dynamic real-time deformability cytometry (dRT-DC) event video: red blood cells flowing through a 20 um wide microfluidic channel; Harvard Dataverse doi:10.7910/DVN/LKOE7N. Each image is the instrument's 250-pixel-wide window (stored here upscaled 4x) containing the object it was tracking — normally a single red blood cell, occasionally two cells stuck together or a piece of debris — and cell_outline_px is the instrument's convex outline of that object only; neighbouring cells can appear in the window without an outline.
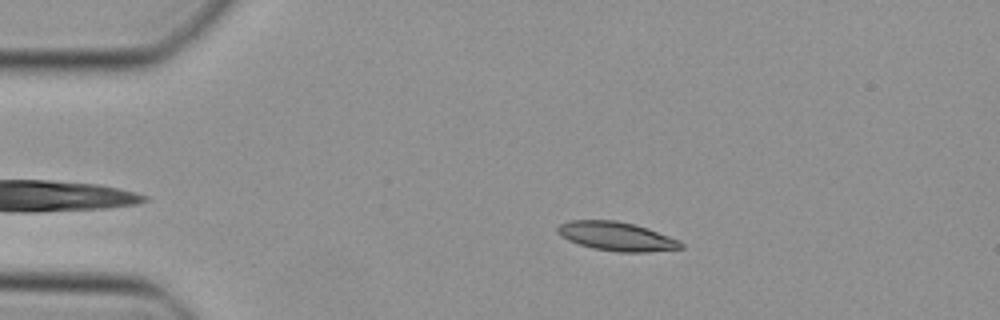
{"species": "Egyptian fruit bat (a non-hibernating species)", "species_latin": "Rousettus aegyptiacus", "temperature_condition": "cold", "stored_images_in_passage": 43, "camera_frame_rate_fps": 3000, "um_per_image_px": 0.085, "animal": {"sex": "female"}, "frame": {"image": 1, "passage_image": 10, "time_ms": 3.0, "image_size_px": [1000, 320], "cell_outline_px": [[684, 248], [648, 252], [616, 252], [592, 248], [568, 240], [560, 236], [556, 232], [556, 228], [560, 224], [568, 220], [616, 220], [648, 228], [680, 240], [684, 244]], "centroid_in_image_um": [52.41, 20.09], "position_along_channel_um": 32.6, "area_um2": 20.92}}
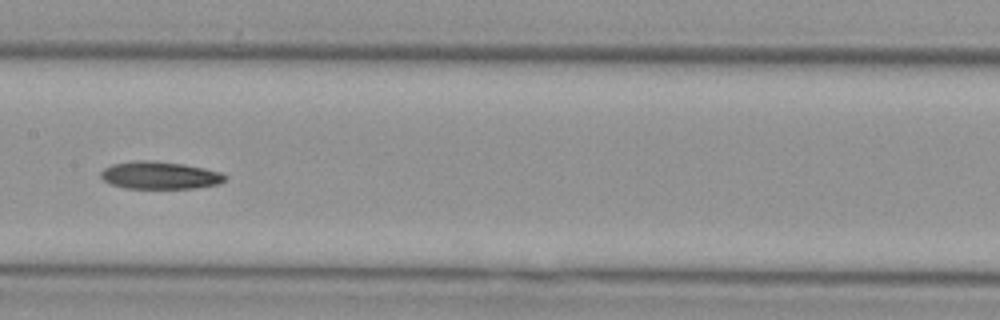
{"frame": {"image": 2, "passage_image": 25, "time_ms": 8.0, "image_size_px": [1000, 320], "cell_outline_px": [[224, 180], [216, 184], [196, 188], [124, 188], [112, 184], [104, 180], [100, 176], [100, 172], [104, 168], [112, 164], [132, 160], [152, 160], [184, 164], [204, 168], [220, 172], [224, 176]], "centroid_in_image_um": [13.52, 14.89], "position_along_channel_um": 193.9, "area_um2": 19.83}}
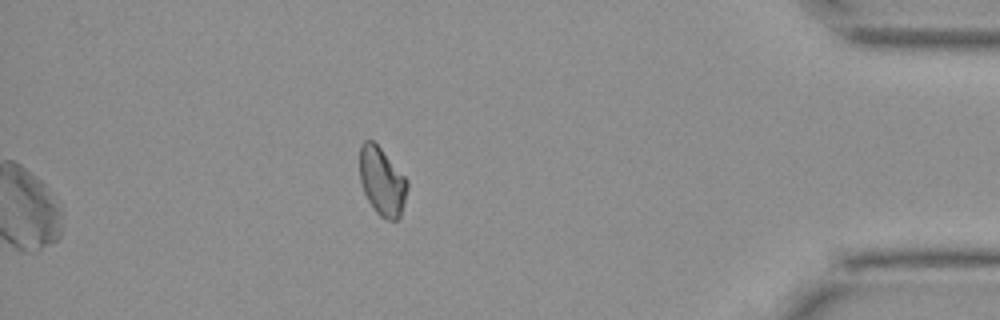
{"frame": {"image": 3, "passage_image": 43, "time_ms": 14.0, "image_size_px": [1000, 320], "cell_outline_px": [[408, 188], [404, 204], [400, 216], [396, 220], [388, 220], [380, 216], [376, 212], [368, 200], [364, 192], [360, 180], [360, 144], [364, 140], [372, 140], [380, 148], [408, 180]], "centroid_in_image_um": [32.47, 15.43], "position_along_channel_um": 402.7, "area_um2": 18.79}}